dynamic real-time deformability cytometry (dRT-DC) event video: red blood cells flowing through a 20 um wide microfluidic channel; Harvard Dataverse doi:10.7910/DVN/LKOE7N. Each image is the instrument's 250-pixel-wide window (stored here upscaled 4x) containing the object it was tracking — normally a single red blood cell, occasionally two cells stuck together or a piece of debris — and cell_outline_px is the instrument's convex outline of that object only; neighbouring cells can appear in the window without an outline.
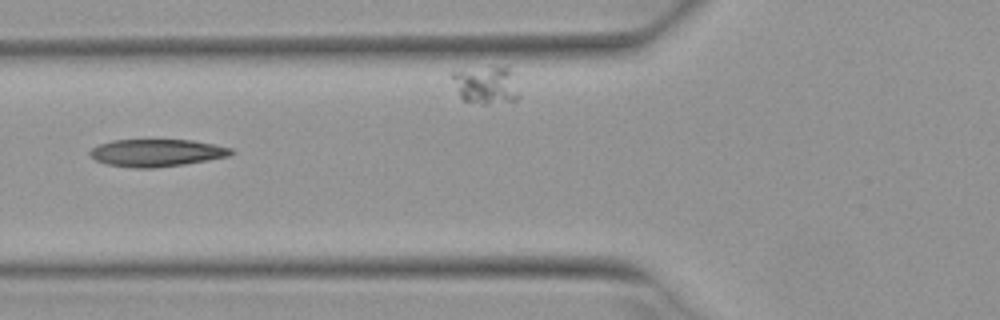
{"species": "Egyptian fruit bat (a non-hibernating species)", "species_latin": "Rousettus aegyptiacus", "temperature_condition": "warm", "stored_images_in_passage": 8, "camera_frame_rate_fps": 3000, "um_per_image_px": 0.085, "animal": {"sex": "female"}, "frame": {"image": 1, "passage_image": 5, "time_ms": 1.333, "image_size_px": [1000, 320], "cell_outline_px": [[236, 152], [228, 156], [208, 160], [184, 164], [156, 168], [136, 168], [108, 164], [96, 160], [88, 152], [92, 148], [100, 144], [112, 140], [192, 140], [232, 148]], "centroid_in_image_um": [13.33, 12.99], "position_along_channel_um": 112.5, "area_um2": 22.37}}
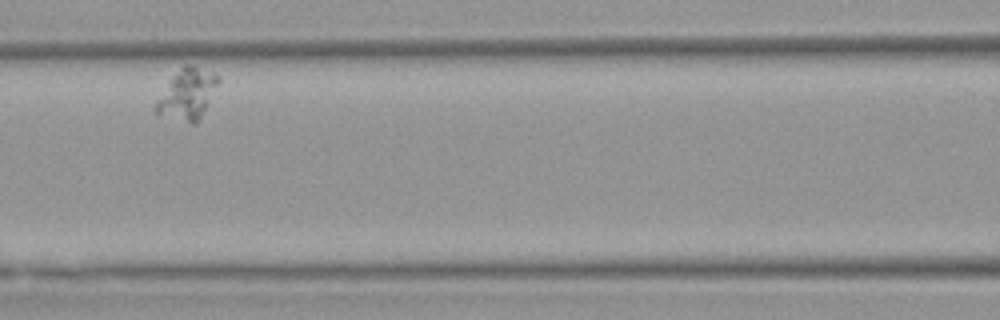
{"frame": {"image": 2, "passage_image": 7, "time_ms": 2.0, "image_size_px": [1000, 320], "cell_outline_px": [[220, 80], [200, 120], [196, 124], [192, 124], [156, 112], [156, 100], [168, 80], [184, 64], [192, 64], [216, 72], [220, 76]], "centroid_in_image_um": [15.96, 7.95], "position_along_channel_um": 150.6, "area_um2": 18.5}}
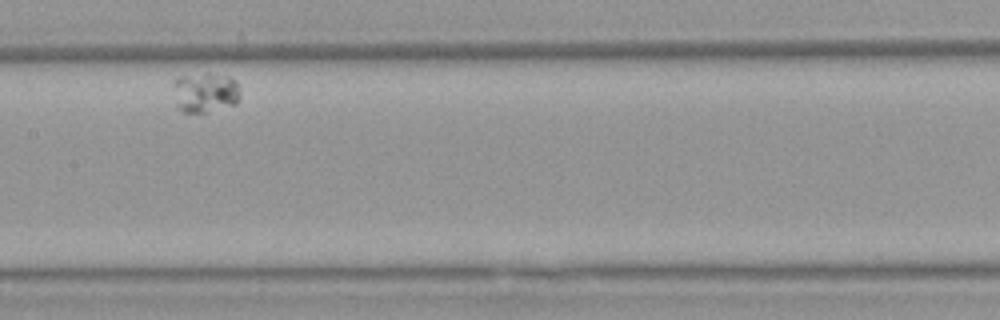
{"frame": {"image": 3, "passage_image": 8, "time_ms": 2.333, "image_size_px": [1000, 320], "cell_outline_px": [[240, 100], [236, 104], [204, 112], [184, 112], [176, 108], [172, 84], [172, 80], [180, 76], [208, 72], [228, 76], [236, 80], [240, 96]], "centroid_in_image_um": [17.4, 7.83], "position_along_channel_um": 190.0, "area_um2": 16.01}}